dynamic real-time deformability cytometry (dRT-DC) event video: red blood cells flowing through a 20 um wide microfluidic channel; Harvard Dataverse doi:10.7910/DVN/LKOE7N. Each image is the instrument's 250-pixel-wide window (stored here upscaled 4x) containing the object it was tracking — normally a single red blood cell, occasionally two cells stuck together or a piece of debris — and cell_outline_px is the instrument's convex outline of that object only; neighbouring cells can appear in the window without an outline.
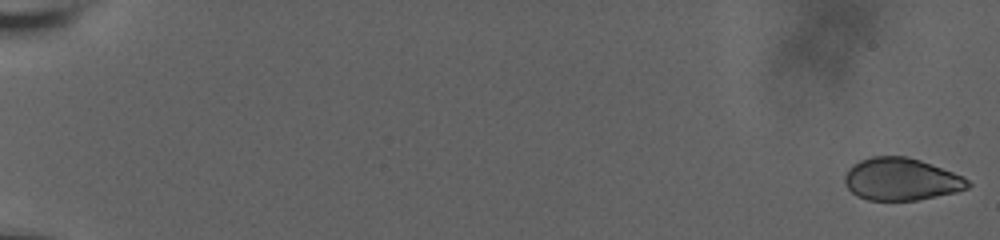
{"species": "human", "species_latin": "Homo sapiens", "temperature_condition": "room temperature", "stored_images_in_passage": 59, "camera_frame_rate_fps": 3000, "um_per_image_px": 0.085, "donor": {"sex": "male"}, "frame": {"image": 1, "passage_image": 1, "time_ms": 0.0, "image_size_px": [1000, 240], "cell_outline_px": [[972, 184], [968, 188], [956, 192], [916, 200], [868, 200], [856, 196], [848, 188], [844, 180], [844, 176], [848, 168], [852, 164], [860, 160], [872, 156], [908, 156], [920, 160], [964, 176]], "centroid_in_image_um": [76.59, 15.23], "position_along_channel_um": 8.4, "area_um2": 30.52}}
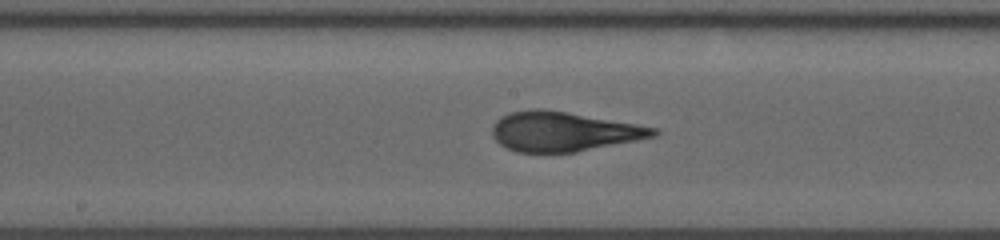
{"frame": {"image": 2, "passage_image": 34, "time_ms": 11.0, "image_size_px": [1000, 240], "cell_outline_px": [[660, 132], [656, 136], [576, 152], [516, 152], [500, 144], [492, 136], [492, 128], [496, 120], [500, 116], [512, 112], [536, 108], [540, 108], [568, 112], [636, 124], [656, 128]], "centroid_in_image_um": [47.87, 11.17], "position_along_channel_um": 200.3, "area_um2": 36.93}}
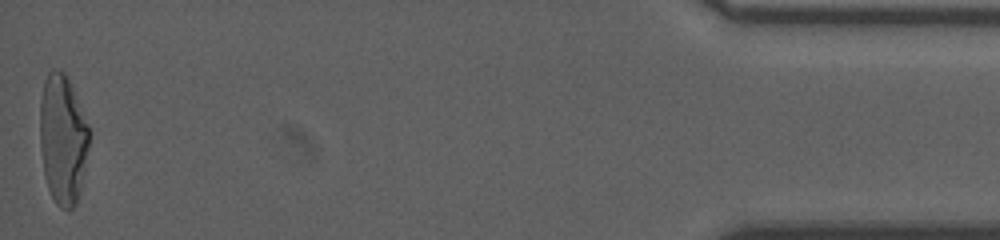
{"frame": {"image": 3, "passage_image": 59, "time_ms": 19.333, "image_size_px": [1000, 240], "cell_outline_px": [[88, 148], [80, 188], [76, 200], [72, 208], [60, 208], [56, 204], [48, 188], [44, 176], [40, 148], [40, 100], [44, 80], [48, 72], [52, 68], [64, 72], [72, 88], [88, 124]], "centroid_in_image_um": [5.3, 11.81], "position_along_channel_um": 429.9, "area_um2": 36.7}, "authors_computed_cell_mechanics": {"area_um2": 36.125, "velocity_mm_per_s": 3.7454, "shape_relaxation_time_tau1_ms": 6.3565, "shape_relaxation_time_tau2_ms": 0.6374, "deformation_change_tau1": 0.2742, "deformation_change_tau2": 0.0738}}